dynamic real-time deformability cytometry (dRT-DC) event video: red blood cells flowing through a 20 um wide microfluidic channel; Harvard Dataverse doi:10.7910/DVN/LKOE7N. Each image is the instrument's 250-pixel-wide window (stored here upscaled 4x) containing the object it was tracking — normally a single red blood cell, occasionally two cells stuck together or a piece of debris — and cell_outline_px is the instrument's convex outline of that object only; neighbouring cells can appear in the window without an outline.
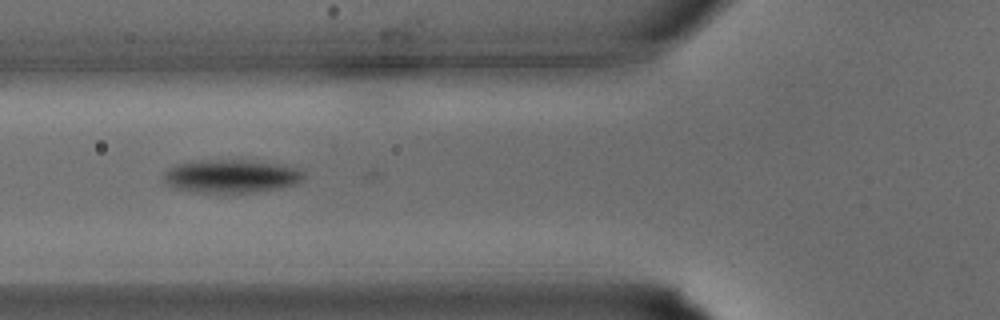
{"species": "common noctule bat (a hibernating species)", "species_latin": "Nyctalus noctula", "temperature_condition": "warm", "stored_images_in_passage": 6, "camera_frame_rate_fps": 3000, "um_per_image_px": 0.085, "animal": {"sex": "male", "body_mass_g": 15.6}, "frame": {"image": 1, "passage_image": 2, "time_ms": 0.333, "image_size_px": [1000, 320], "cell_outline_px": [[304, 176], [300, 180], [292, 184], [276, 188], [252, 192], [200, 192], [180, 188], [168, 184], [164, 176], [164, 172], [176, 164], [200, 160], [252, 160], [296, 168], [304, 172]], "centroid_in_image_um": [19.64, 14.95], "position_along_channel_um": 106.2, "area_um2": 26.3}}
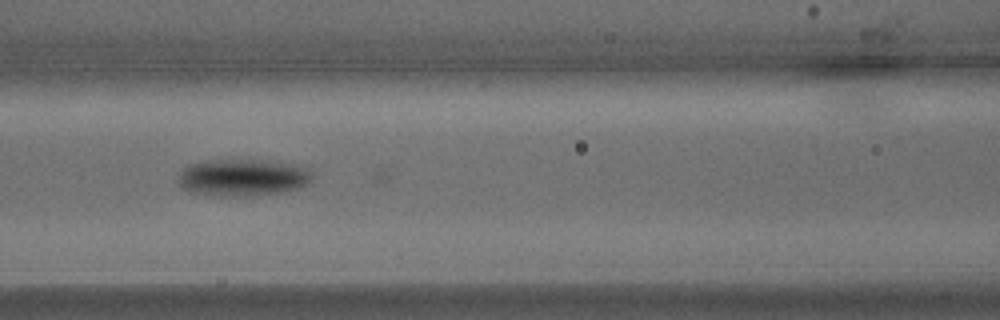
{"frame": {"image": 2, "passage_image": 4, "time_ms": 1.0, "image_size_px": [1000, 320], "cell_outline_px": [[312, 180], [308, 184], [296, 188], [280, 192], [252, 196], [208, 196], [188, 192], [180, 188], [180, 172], [188, 164], [208, 160], [256, 160], [296, 164], [312, 168]], "centroid_in_image_um": [20.63, 15.1], "position_along_channel_um": 146.0, "area_um2": 29.3}}